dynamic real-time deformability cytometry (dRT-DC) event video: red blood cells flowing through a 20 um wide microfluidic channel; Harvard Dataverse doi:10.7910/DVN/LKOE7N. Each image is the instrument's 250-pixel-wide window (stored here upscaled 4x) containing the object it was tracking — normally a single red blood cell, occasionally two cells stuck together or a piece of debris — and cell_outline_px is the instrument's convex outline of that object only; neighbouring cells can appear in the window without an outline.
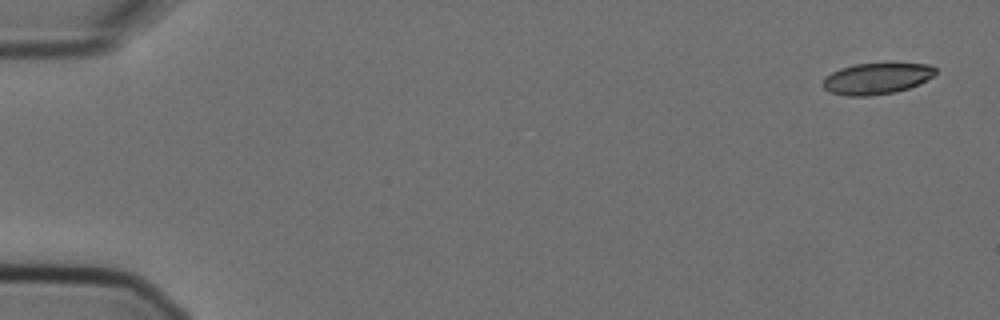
{"species": "Egyptian fruit bat (a non-hibernating species)", "species_latin": "Rousettus aegyptiacus", "temperature_condition": "cold", "stored_images_in_passage": 7, "camera_frame_rate_fps": 3000, "um_per_image_px": 0.085, "animal": {"sex": "female"}, "frame": {"image": 1, "passage_image": 1, "time_ms": 0.0, "image_size_px": [1000, 320], "cell_outline_px": [[936, 72], [932, 76], [920, 84], [896, 92], [868, 96], [848, 96], [828, 92], [820, 84], [824, 76], [840, 68], [856, 64], [928, 64], [936, 68]], "centroid_in_image_um": [74.46, 6.69], "position_along_channel_um": 10.5, "area_um2": 20.52}}
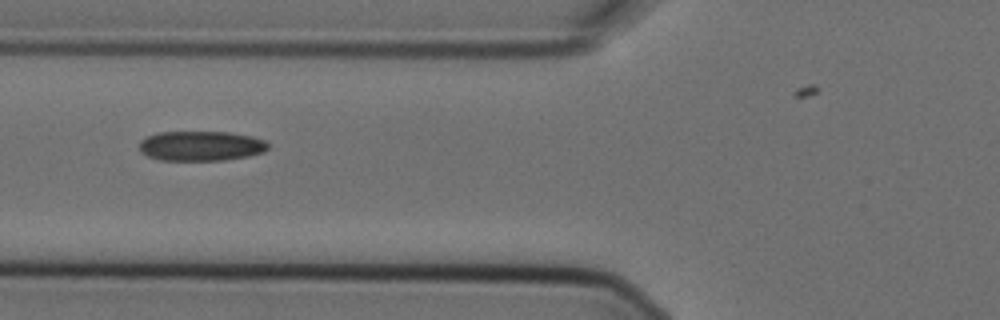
{"frame": {"image": 2, "passage_image": 6, "time_ms": 1.667, "image_size_px": [1000, 320], "cell_outline_px": [[268, 148], [264, 152], [248, 156], [224, 160], [160, 160], [148, 156], [140, 152], [140, 140], [148, 136], [160, 132], [228, 132], [252, 136], [264, 140], [268, 144]], "centroid_in_image_um": [17.08, 12.4], "position_along_channel_um": 108.7, "area_um2": 22.37}}
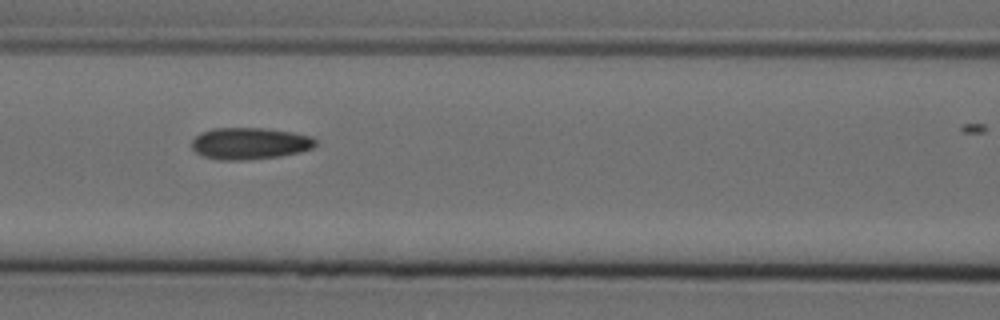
{"frame": {"image": 3, "passage_image": 7, "time_ms": 2.0, "image_size_px": [1000, 320], "cell_outline_px": [[316, 144], [312, 148], [300, 152], [280, 156], [244, 160], [220, 160], [204, 156], [196, 152], [192, 148], [192, 140], [200, 132], [212, 128], [264, 128], [292, 132], [312, 136], [316, 140]], "centroid_in_image_um": [21.23, 12.19], "position_along_channel_um": 145.4, "area_um2": 22.95}}